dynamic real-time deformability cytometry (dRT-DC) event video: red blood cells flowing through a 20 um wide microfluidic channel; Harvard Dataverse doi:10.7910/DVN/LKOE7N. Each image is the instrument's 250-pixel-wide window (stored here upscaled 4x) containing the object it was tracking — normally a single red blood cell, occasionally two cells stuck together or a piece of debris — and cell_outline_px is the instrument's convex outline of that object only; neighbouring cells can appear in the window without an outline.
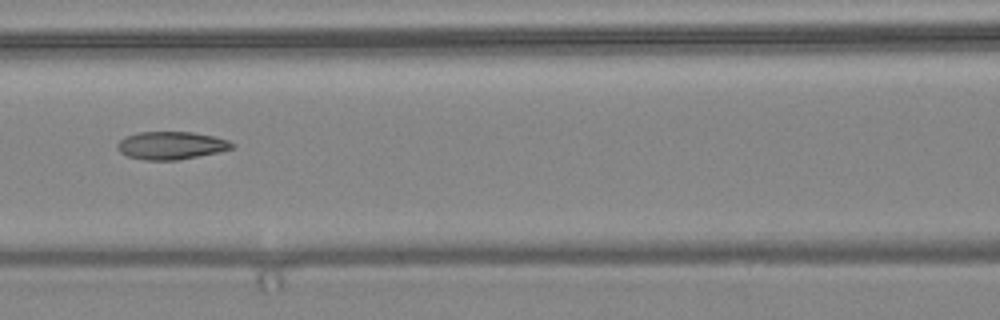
{"species": "common noctule bat (a hibernating species)", "species_latin": "Nyctalus noctula", "temperature_condition": "warm", "stored_images_in_passage": 11, "camera_frame_rate_fps": 3000, "um_per_image_px": 0.085, "animal": {"sex": "female", "body_mass_g": 24.6, "forearm_length_mm": 56.2}, "frame": {"image": 1, "passage_image": 7, "time_ms": 2.0, "image_size_px": [1000, 320], "cell_outline_px": [[236, 144], [232, 148], [216, 152], [176, 160], [144, 160], [128, 156], [120, 152], [116, 148], [116, 144], [124, 136], [136, 132], [192, 132], [216, 136], [228, 140]], "centroid_in_image_um": [14.51, 12.35], "position_along_channel_um": 152.1, "area_um2": 18.61}}
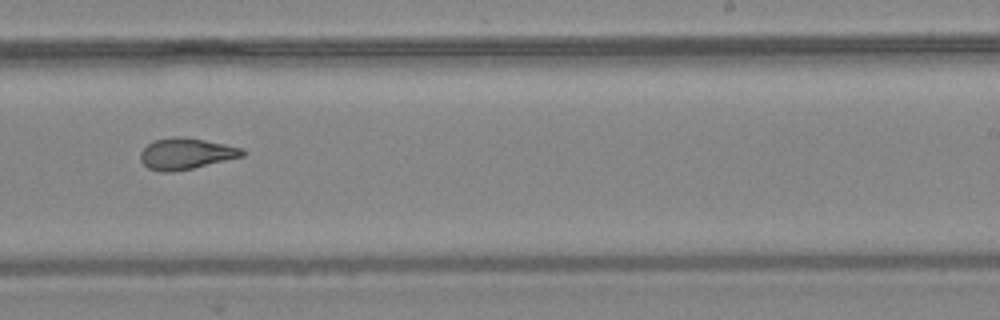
{"frame": {"image": 2, "passage_image": 10, "time_ms": 3.0, "image_size_px": [1000, 320], "cell_outline_px": [[244, 156], [192, 168], [172, 172], [160, 172], [148, 168], [140, 160], [140, 152], [148, 144], [156, 140], [204, 140], [244, 148]], "centroid_in_image_um": [15.82, 13.12], "position_along_channel_um": 273.2, "area_um2": 17.63}}
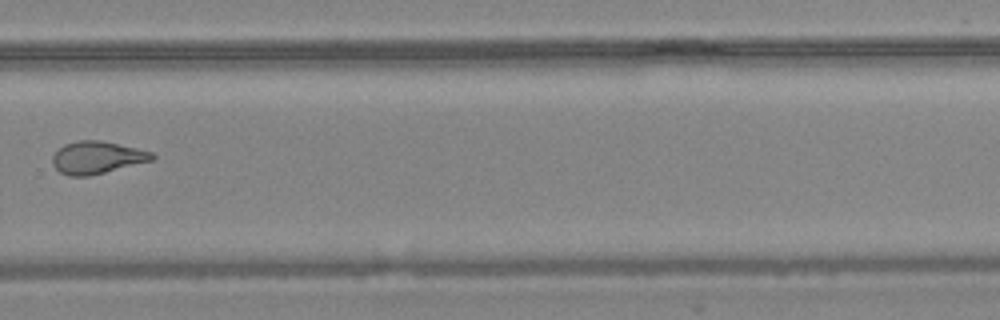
{"frame": {"image": 3, "passage_image": 11, "time_ms": 3.333, "image_size_px": [1000, 320], "cell_outline_px": [[156, 156], [152, 160], [88, 176], [68, 176], [60, 172], [52, 164], [52, 156], [64, 144], [80, 140], [100, 140], [136, 148], [152, 152]], "centroid_in_image_um": [8.22, 13.38], "position_along_channel_um": 321.6, "area_um2": 18.55}}